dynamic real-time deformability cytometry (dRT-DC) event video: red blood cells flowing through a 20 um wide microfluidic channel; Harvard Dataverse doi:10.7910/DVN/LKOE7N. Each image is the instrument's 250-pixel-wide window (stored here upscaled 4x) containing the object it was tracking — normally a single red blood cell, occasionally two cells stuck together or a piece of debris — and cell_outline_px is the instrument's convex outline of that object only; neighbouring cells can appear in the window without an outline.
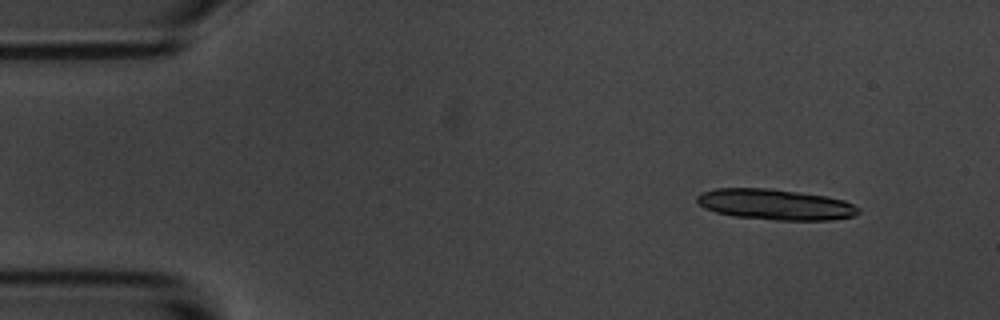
{"species": "common noctule bat (a hibernating species)", "species_latin": "Nyctalus noctula", "temperature_condition": "room temperature", "stored_images_in_passage": 4, "camera_frame_rate_fps": 3000, "um_per_image_px": 0.085, "animal": {"sex": "male", "body_mass_g": 20.1, "forearm_length_mm": 53.5}, "frame": {"image": 1, "passage_image": 1, "time_ms": 0.0, "image_size_px": [1000, 320], "cell_outline_px": [[860, 212], [856, 216], [832, 220], [776, 220], [732, 216], [716, 212], [704, 208], [696, 200], [696, 196], [700, 192], [716, 188], [768, 188], [800, 192], [824, 196], [844, 200], [860, 208]], "centroid_in_image_um": [65.9, 17.38], "position_along_channel_um": 19.1, "area_um2": 29.07}}